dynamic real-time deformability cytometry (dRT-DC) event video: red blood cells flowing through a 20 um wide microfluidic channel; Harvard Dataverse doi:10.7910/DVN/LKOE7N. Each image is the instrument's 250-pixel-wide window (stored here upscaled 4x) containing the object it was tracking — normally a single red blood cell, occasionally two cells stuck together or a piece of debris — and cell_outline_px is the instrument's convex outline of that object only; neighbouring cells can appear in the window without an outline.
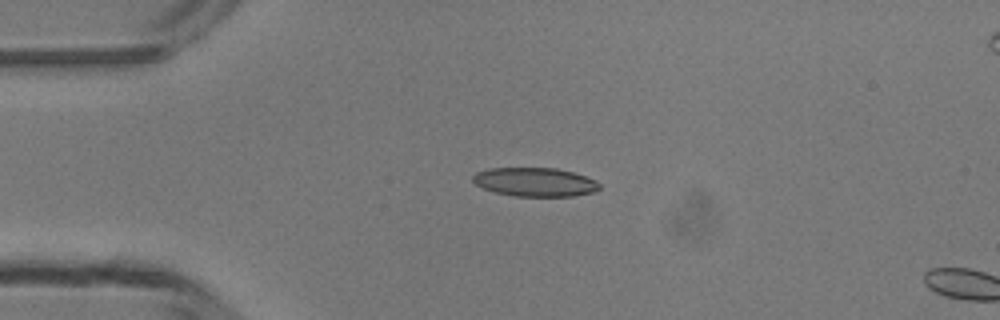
{"species": "common noctule bat (a hibernating species)", "species_latin": "Nyctalus noctula", "temperature_condition": "room temperature", "stored_images_in_passage": 3, "camera_frame_rate_fps": 3000, "um_per_image_px": 0.085, "animal": {"sex": "male", "body_mass_g": 13.3}, "frame": {"image": 1, "passage_image": 2, "time_ms": 1.333, "image_size_px": [1000, 320], "cell_outline_px": [[600, 188], [596, 192], [572, 196], [512, 196], [496, 192], [484, 188], [476, 184], [472, 180], [472, 176], [476, 172], [488, 168], [556, 168], [572, 172], [596, 180], [600, 184]], "centroid_in_image_um": [45.48, 15.47], "position_along_channel_um": 39.5, "area_um2": 21.27}}